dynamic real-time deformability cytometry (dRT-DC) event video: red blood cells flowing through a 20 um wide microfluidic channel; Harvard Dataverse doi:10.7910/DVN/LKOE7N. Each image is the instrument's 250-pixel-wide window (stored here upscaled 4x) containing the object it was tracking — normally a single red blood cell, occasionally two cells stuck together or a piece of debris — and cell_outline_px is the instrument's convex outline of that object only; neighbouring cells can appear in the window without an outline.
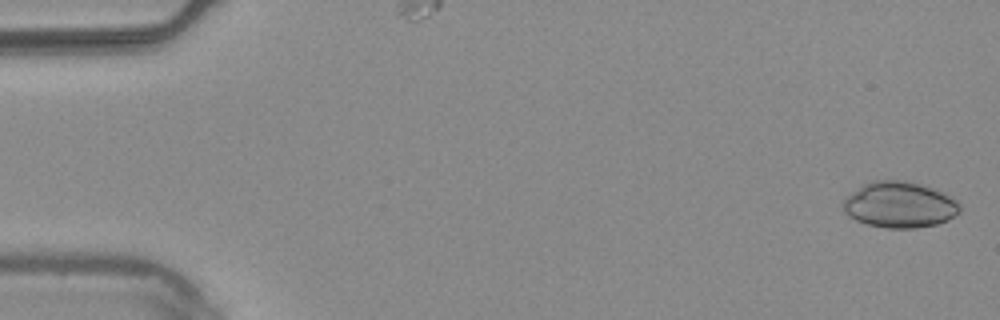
{"species": "common noctule bat (a hibernating species)", "species_latin": "Nyctalus noctula", "temperature_condition": "warm", "stored_images_in_passage": 55, "camera_frame_rate_fps": 3000, "um_per_image_px": 0.085, "animal": {"sex": "male", "body_mass_g": 20.4}, "frame": {"image": 1, "passage_image": 2, "time_ms": 0.333, "image_size_px": [1000, 320], "cell_outline_px": [[960, 212], [948, 220], [936, 224], [916, 228], [888, 228], [868, 224], [856, 220], [848, 216], [844, 212], [844, 200], [852, 192], [864, 184], [872, 180], [904, 180], [920, 184], [944, 192], [952, 196], [960, 204]], "centroid_in_image_um": [76.49, 17.4], "position_along_channel_um": 8.5, "area_um2": 31.27}}
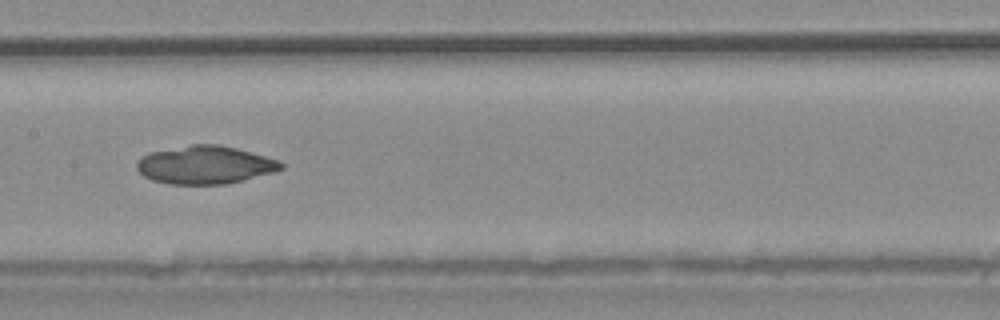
{"frame": {"image": 2, "passage_image": 28, "time_ms": 9.0, "image_size_px": [1000, 320], "cell_outline_px": [[284, 168], [276, 172], [228, 184], [168, 184], [152, 180], [144, 176], [136, 168], [136, 164], [148, 152], [192, 144], [220, 144], [236, 148], [280, 160], [284, 164]], "centroid_in_image_um": [17.47, 14.02], "position_along_channel_um": 189.9, "area_um2": 32.19}}
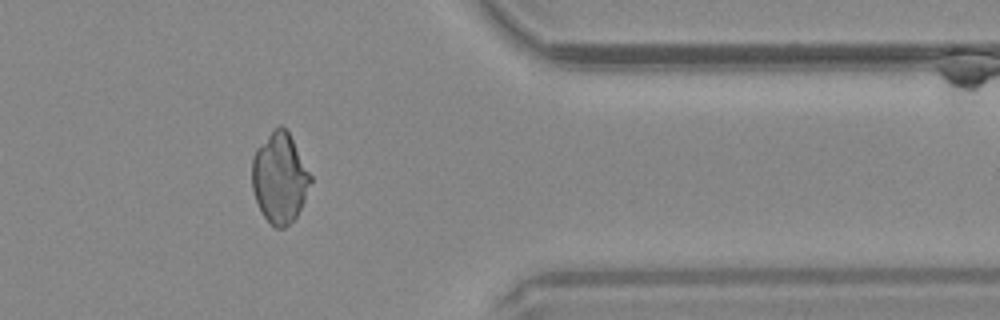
{"frame": {"image": 3, "passage_image": 45, "time_ms": 14.667, "image_size_px": [1000, 320], "cell_outline_px": [[312, 180], [304, 200], [296, 216], [284, 228], [276, 228], [264, 216], [256, 200], [252, 188], [252, 160], [256, 148], [280, 124], [288, 132], [312, 176]], "centroid_in_image_um": [23.77, 15.13], "position_along_channel_um": 387.6, "area_um2": 30.17}}